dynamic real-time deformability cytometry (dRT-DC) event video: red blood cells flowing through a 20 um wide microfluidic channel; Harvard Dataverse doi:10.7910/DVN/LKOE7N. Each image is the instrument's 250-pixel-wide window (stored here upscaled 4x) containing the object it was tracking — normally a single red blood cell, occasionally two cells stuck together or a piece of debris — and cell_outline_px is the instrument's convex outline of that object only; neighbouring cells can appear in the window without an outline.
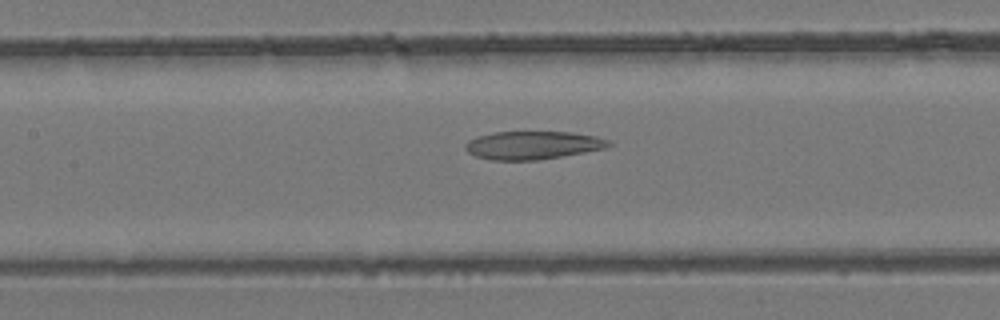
{"species": "common noctule bat (a hibernating species)", "species_latin": "Nyctalus noctula", "temperature_condition": "room temperature", "stored_images_in_passage": 13, "camera_frame_rate_fps": 3000, "um_per_image_px": 0.085, "animal": {"sex": "female", "body_mass_g": 24.6, "forearm_length_mm": 56.2}, "frame": {"image": 1, "passage_image": 8, "time_ms": 2.333, "image_size_px": [1000, 320], "cell_outline_px": [[612, 144], [604, 148], [584, 152], [536, 160], [492, 160], [476, 156], [468, 152], [464, 148], [464, 144], [468, 140], [476, 136], [492, 132], [572, 132], [596, 136], [608, 140]], "centroid_in_image_um": [45.23, 12.33], "position_along_channel_um": 162.2, "area_um2": 23.41}}
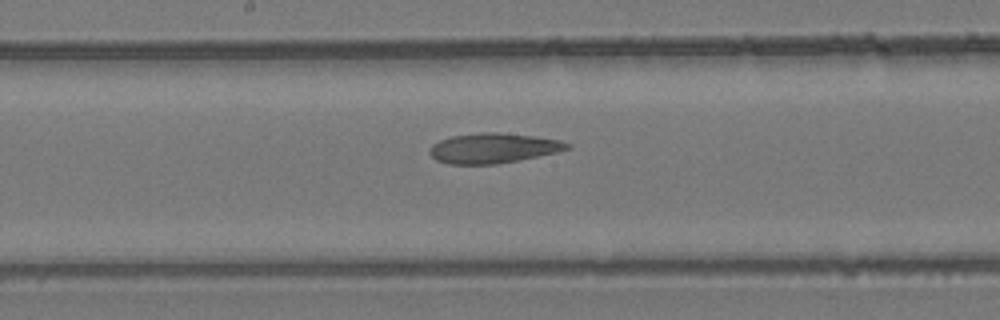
{"frame": {"image": 2, "passage_image": 11, "time_ms": 3.333, "image_size_px": [1000, 320], "cell_outline_px": [[572, 148], [556, 152], [496, 164], [448, 164], [436, 160], [428, 152], [432, 144], [440, 140], [452, 136], [480, 132], [500, 132], [532, 136], [560, 140], [572, 144]], "centroid_in_image_um": [41.91, 12.58], "position_along_channel_um": 206.3, "area_um2": 23.93}}